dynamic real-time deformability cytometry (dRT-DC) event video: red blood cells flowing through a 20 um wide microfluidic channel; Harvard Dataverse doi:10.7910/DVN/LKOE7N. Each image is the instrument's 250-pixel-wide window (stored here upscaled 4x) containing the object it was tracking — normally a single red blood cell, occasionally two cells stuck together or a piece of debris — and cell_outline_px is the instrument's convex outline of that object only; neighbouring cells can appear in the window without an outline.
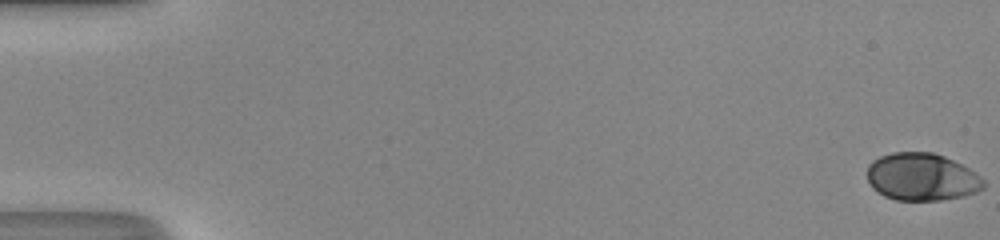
{"species": "human", "species_latin": "Homo sapiens", "temperature_condition": "room temperature", "stored_images_in_passage": 51, "camera_frame_rate_fps": 3000, "um_per_image_px": 0.085, "donor": {"sex": "male"}, "frame": {"image": 1, "passage_image": 1, "time_ms": 0.0, "image_size_px": [1000, 240], "cell_outline_px": [[984, 188], [976, 192], [960, 196], [940, 200], [896, 200], [884, 196], [872, 188], [868, 180], [868, 164], [872, 160], [880, 156], [892, 152], [932, 152], [944, 156], [968, 168], [980, 176], [984, 180]], "centroid_in_image_um": [78.32, 15.03], "position_along_channel_um": 6.7, "area_um2": 32.14}}
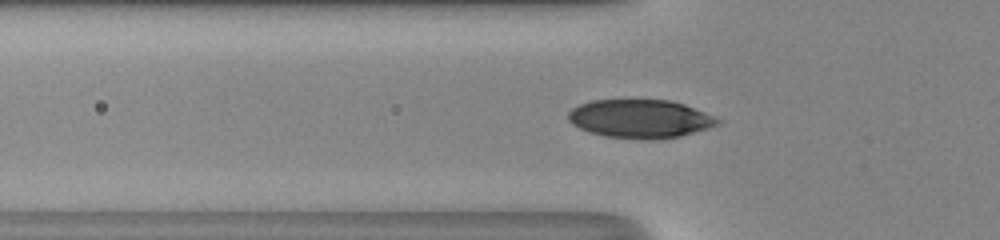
{"frame": {"image": 2, "passage_image": 19, "time_ms": 6.0, "image_size_px": [1000, 240], "cell_outline_px": [[720, 124], [708, 128], [680, 136], [664, 140], [644, 140], [604, 136], [588, 132], [572, 124], [568, 120], [568, 112], [572, 108], [580, 104], [592, 100], [668, 100], [684, 104], [712, 116], [720, 120]], "centroid_in_image_um": [54.38, 10.11], "position_along_channel_um": 71.4, "area_um2": 33.58}}
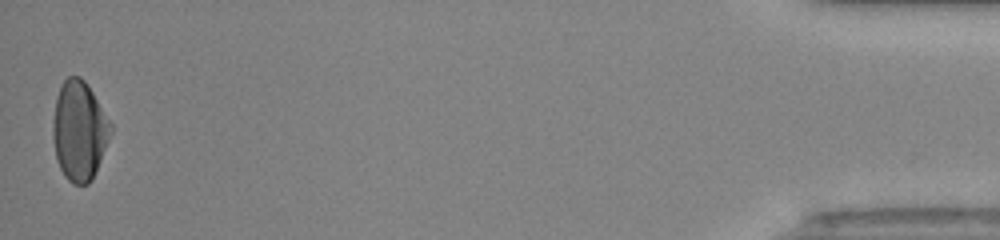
{"frame": {"image": 3, "passage_image": 51, "time_ms": 16.667, "image_size_px": [1000, 240], "cell_outline_px": [[112, 132], [92, 180], [88, 184], [72, 184], [64, 176], [56, 160], [52, 136], [52, 124], [56, 96], [64, 80], [68, 76], [80, 76], [84, 80], [92, 92], [112, 124]], "centroid_in_image_um": [6.72, 11.13], "position_along_channel_um": 428.5, "area_um2": 33.52}, "authors_computed_cell_mechanics": {"area_um2": 32.7148, "velocity_mm_per_s": 4.2086, "shape_relaxation_time_tau1_ms": 3.4758, "shape_relaxation_time_tau2_ms": null, "deformation_change_tau1": 0.1466, "deformation_change_tau2": null}}